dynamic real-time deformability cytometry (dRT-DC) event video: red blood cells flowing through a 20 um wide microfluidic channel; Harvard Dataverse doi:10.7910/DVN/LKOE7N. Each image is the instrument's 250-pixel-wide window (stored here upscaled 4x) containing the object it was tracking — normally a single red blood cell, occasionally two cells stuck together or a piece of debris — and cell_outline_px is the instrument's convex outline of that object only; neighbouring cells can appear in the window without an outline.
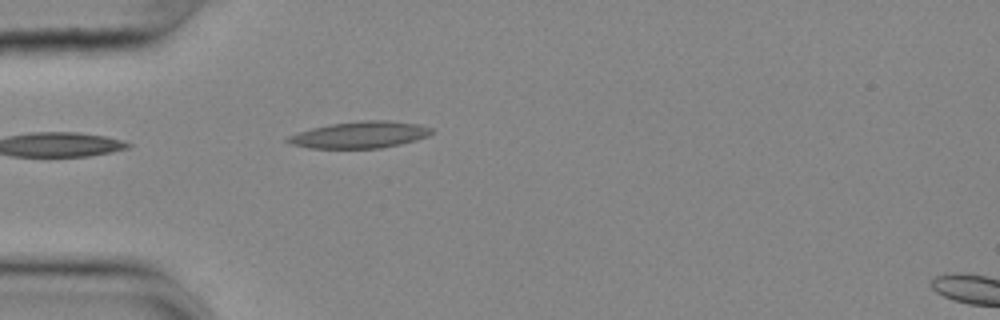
{"species": "common noctule bat (a hibernating species)", "species_latin": "Nyctalus noctula", "temperature_condition": "cold", "stored_images_in_passage": 8, "camera_frame_rate_fps": 3000, "um_per_image_px": 0.085, "animal": {"sex": "female", "body_mass_g": 25.1}, "frame": {"image": 1, "passage_image": 1, "time_ms": 0.0, "image_size_px": [1000, 320], "cell_outline_px": [[436, 132], [428, 136], [416, 140], [400, 144], [380, 148], [308, 148], [292, 144], [284, 140], [288, 136], [312, 128], [332, 124], [364, 120], [388, 120], [416, 124], [432, 128]], "centroid_in_image_um": [30.62, 11.46], "position_along_channel_um": 54.4, "area_um2": 22.2}}